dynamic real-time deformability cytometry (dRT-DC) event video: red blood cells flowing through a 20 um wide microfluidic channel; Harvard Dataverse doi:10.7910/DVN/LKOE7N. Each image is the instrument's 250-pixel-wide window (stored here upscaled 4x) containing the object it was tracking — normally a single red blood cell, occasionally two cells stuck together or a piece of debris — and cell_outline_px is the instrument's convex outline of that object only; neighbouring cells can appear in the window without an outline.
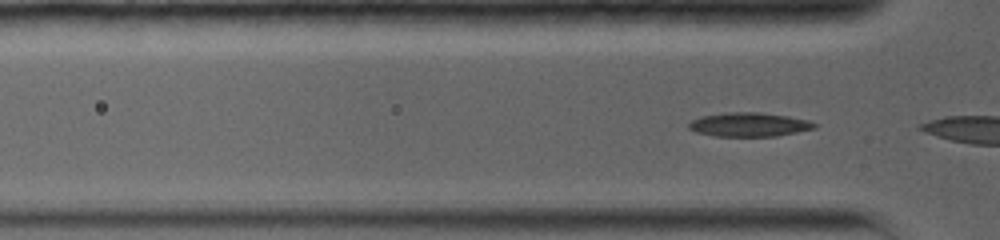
{"species": "common noctule bat (a hibernating species)", "species_latin": "Nyctalus noctula", "temperature_condition": "warm", "stored_images_in_passage": 7, "camera_frame_rate_fps": 5000, "um_per_image_px": 0.085, "animal": {"sex": "female", "body_mass_g": 19.0, "forearm_length_mm": 56.7}, "frame": {"image": 1, "passage_image": 4, "time_ms": 0.4, "image_size_px": [1000, 240], "cell_outline_px": [[820, 124], [816, 128], [776, 136], [716, 136], [696, 132], [688, 128], [688, 124], [692, 120], [700, 116], [724, 112], [760, 112], [788, 116], [808, 120]], "centroid_in_image_um": [63.68, 10.58], "position_along_channel_um": 62.1, "area_um2": 17.69}}